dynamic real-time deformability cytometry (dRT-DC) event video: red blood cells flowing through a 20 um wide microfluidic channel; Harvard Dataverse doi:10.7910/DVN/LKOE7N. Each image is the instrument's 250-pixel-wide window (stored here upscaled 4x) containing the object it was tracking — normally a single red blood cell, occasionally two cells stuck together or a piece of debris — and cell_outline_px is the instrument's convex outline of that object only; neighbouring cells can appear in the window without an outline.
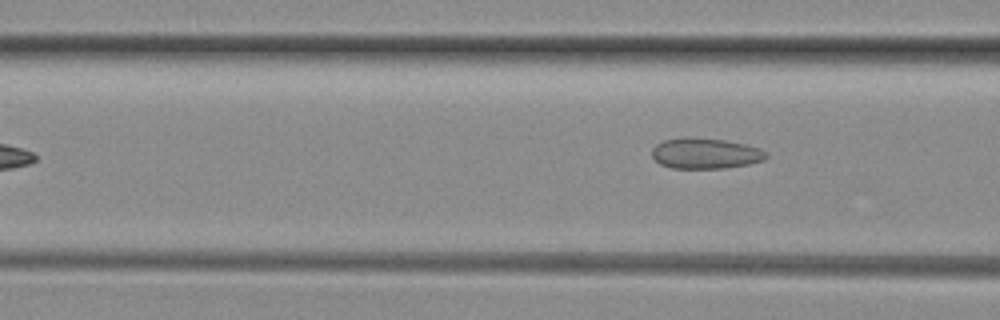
{"species": "common noctule bat (a hibernating species)", "species_latin": "Nyctalus noctula", "temperature_condition": "room temperature", "stored_images_in_passage": 6, "camera_frame_rate_fps": 3000, "um_per_image_px": 0.085, "animal": {"sex": "female", "body_mass_g": 29.2, "forearm_length_mm": 56.3}, "frame": {"image": 1, "passage_image": 6, "time_ms": 1.667, "image_size_px": [1000, 320], "cell_outline_px": [[768, 156], [764, 160], [748, 164], [724, 168], [672, 168], [660, 164], [652, 156], [652, 148], [656, 144], [664, 140], [724, 140], [744, 144], [768, 152]], "centroid_in_image_um": [59.98, 13.09], "position_along_channel_um": 106.6, "area_um2": 19.54}}